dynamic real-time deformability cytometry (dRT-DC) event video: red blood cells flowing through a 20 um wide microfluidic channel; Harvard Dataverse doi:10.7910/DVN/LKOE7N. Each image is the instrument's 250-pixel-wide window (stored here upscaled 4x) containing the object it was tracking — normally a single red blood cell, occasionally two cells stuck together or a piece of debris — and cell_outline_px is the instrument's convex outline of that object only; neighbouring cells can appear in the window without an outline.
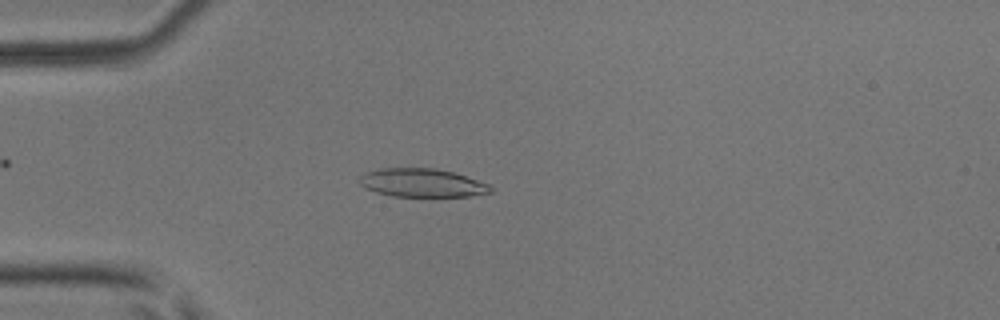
{"species": "common noctule bat (a hibernating species)", "species_latin": "Nyctalus noctula", "temperature_condition": "room temperature", "stored_images_in_passage": 48, "camera_frame_rate_fps": 3000, "um_per_image_px": 0.085, "animal": {"sex": "male", "body_mass_g": 17.9, "forearm_length_mm": 54.2}, "frame": {"image": 1, "passage_image": 14, "time_ms": 4.333, "image_size_px": [1000, 320], "cell_outline_px": [[492, 192], [468, 196], [392, 196], [376, 192], [360, 184], [360, 176], [364, 172], [380, 168], [436, 168], [452, 172], [488, 184], [492, 188]], "centroid_in_image_um": [35.84, 15.53], "position_along_channel_um": 49.2, "area_um2": 21.44}}
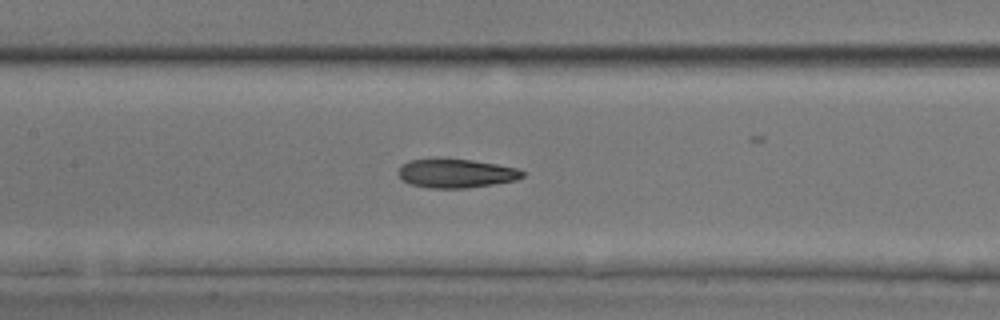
{"frame": {"image": 2, "passage_image": 24, "time_ms": 7.667, "image_size_px": [1000, 320], "cell_outline_px": [[528, 172], [524, 176], [516, 180], [492, 184], [464, 188], [428, 188], [408, 184], [396, 172], [400, 164], [408, 160], [472, 160], [496, 164], [516, 168]], "centroid_in_image_um": [38.76, 14.75], "position_along_channel_um": 168.6, "area_um2": 20.69}}
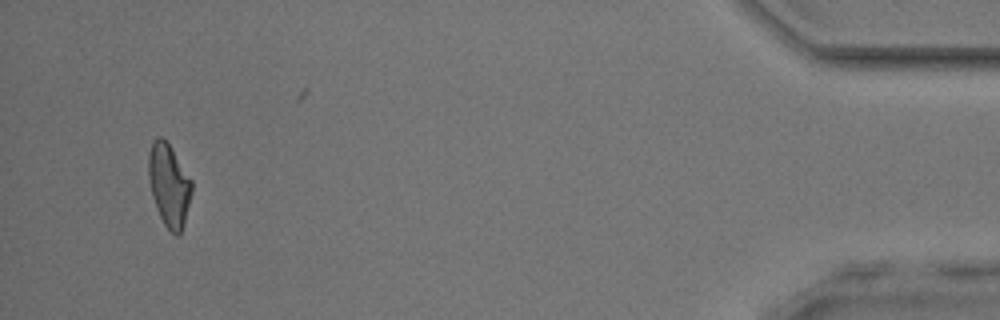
{"frame": {"image": 3, "passage_image": 48, "time_ms": 15.667, "image_size_px": [1000, 320], "cell_outline_px": [[192, 192], [184, 224], [180, 232], [176, 236], [164, 224], [156, 208], [152, 196], [148, 176], [148, 156], [152, 140], [156, 136], [164, 136], [192, 180]], "centroid_in_image_um": [14.35, 15.68], "position_along_channel_um": 420.8, "area_um2": 20.92}, "authors_computed_cell_mechanics": {"area_um2": 21.2993, "velocity_mm_per_s": 4.1019, "shape_relaxation_time_tau1_ms": 7.2648, "shape_relaxation_time_tau2_ms": 3.2295, "deformation_change_tau1": 0.1908, "deformation_change_tau2": 0.1183}}